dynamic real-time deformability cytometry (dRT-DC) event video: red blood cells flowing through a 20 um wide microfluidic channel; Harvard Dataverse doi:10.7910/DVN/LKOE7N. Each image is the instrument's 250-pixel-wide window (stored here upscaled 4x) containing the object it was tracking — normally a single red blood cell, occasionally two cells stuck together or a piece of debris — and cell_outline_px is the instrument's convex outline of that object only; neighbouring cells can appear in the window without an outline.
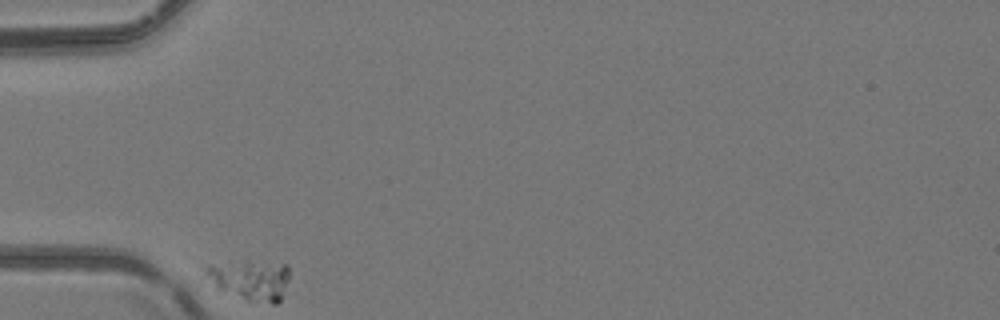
{"species": "common noctule bat (a hibernating species)", "species_latin": "Nyctalus noctula", "temperature_condition": "room temperature", "stored_images_in_passage": 22, "camera_frame_rate_fps": 3000, "um_per_image_px": 0.085, "animal": {"sex": "female", "body_mass_g": 24.6, "forearm_length_mm": 56.2}, "frame": {"image": 1, "passage_image": 1, "time_ms": 0.0, "image_size_px": [1000, 320], "cell_outline_px": [[288, 280], [280, 300], [276, 304], [248, 304], [220, 292], [204, 276], [204, 264], [240, 260], [244, 260], [288, 264]], "centroid_in_image_um": [21.18, 23.82], "position_along_channel_um": 63.8, "area_um2": 21.15}}
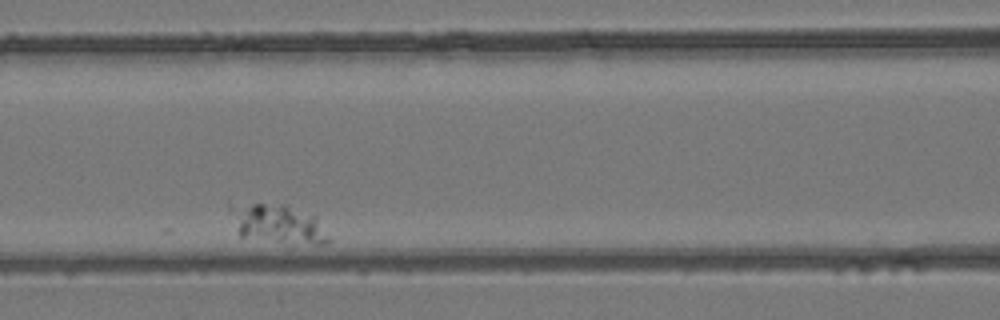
{"frame": {"image": 2, "passage_image": 10, "time_ms": 3.0, "image_size_px": [1000, 320], "cell_outline_px": [[332, 240], [328, 244], [312, 244], [240, 236], [240, 220], [248, 208], [252, 204], [284, 204], [316, 216]], "centroid_in_image_um": [24.02, 19.1], "position_along_channel_um": 142.6, "area_um2": 19.65}}
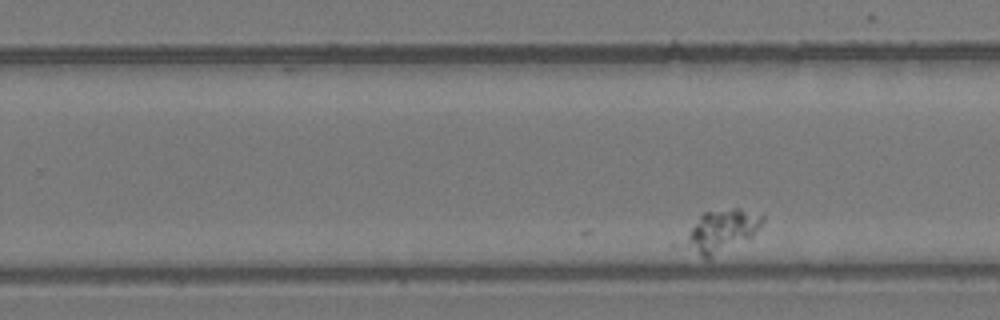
{"frame": {"image": 3, "passage_image": 22, "time_ms": 7.0, "image_size_px": [1000, 320], "cell_outline_px": [[764, 220], [760, 228], [752, 236], [708, 260], [688, 244], [688, 236], [692, 228], [700, 216], [704, 212], [732, 208], [740, 208], [764, 216]], "centroid_in_image_um": [61.45, 19.58], "position_along_channel_um": 268.3, "area_um2": 18.15}}